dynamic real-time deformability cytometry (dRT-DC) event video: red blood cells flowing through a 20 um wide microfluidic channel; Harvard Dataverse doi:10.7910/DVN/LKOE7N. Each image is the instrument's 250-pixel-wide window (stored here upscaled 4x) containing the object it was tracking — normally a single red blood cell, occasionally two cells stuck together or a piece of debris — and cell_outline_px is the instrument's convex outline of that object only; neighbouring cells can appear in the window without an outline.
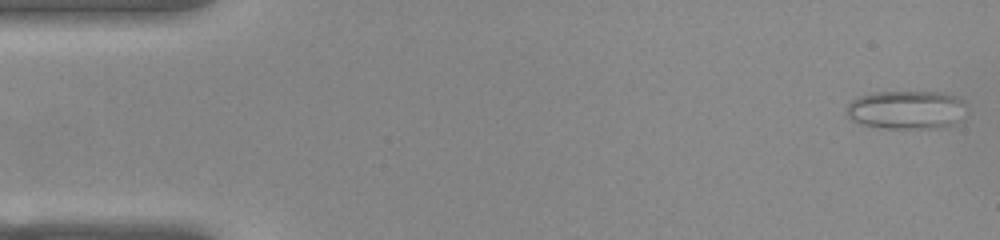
{"species": "common noctule bat (a hibernating species)", "species_latin": "Nyctalus noctula", "temperature_condition": "warm", "stored_images_in_passage": 52, "camera_frame_rate_fps": 3000, "um_per_image_px": 0.085, "animal": {"sex": "female", "body_mass_g": 22.0, "forearm_length_mm": 56.7}, "frame": {"image": 1, "passage_image": 1, "time_ms": 0.0, "image_size_px": [1000, 240], "cell_outline_px": [[964, 120], [948, 128], [880, 128], [860, 124], [852, 120], [848, 116], [848, 104], [852, 100], [860, 96], [872, 92], [944, 92], [956, 96], [964, 100]], "centroid_in_image_um": [77.12, 9.35], "position_along_channel_um": 7.9, "area_um2": 27.46}}
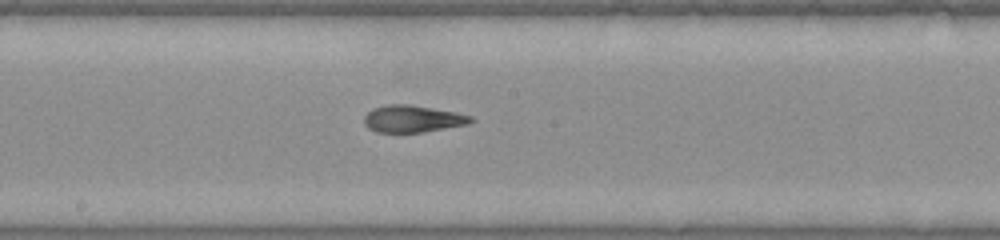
{"frame": {"image": 2, "passage_image": 27, "time_ms": 8.667, "image_size_px": [1000, 240], "cell_outline_px": [[476, 120], [468, 124], [424, 132], [376, 132], [368, 128], [364, 124], [364, 116], [372, 108], [388, 104], [408, 104], [456, 112], [472, 116]], "centroid_in_image_um": [35.07, 10.1], "position_along_channel_um": 213.1, "area_um2": 16.88}}
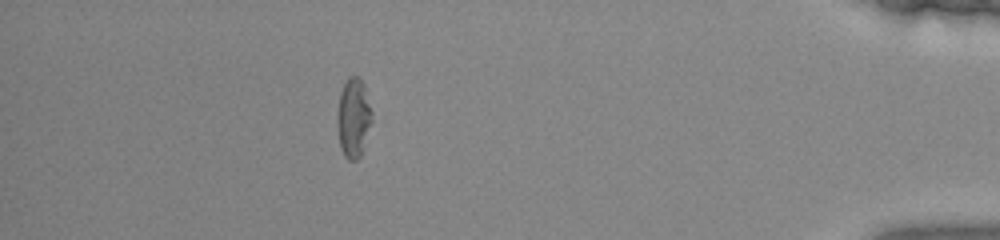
{"frame": {"image": 3, "passage_image": 46, "time_ms": 15.0, "image_size_px": [1000, 240], "cell_outline_px": [[372, 120], [364, 148], [360, 156], [356, 160], [348, 160], [344, 156], [340, 148], [336, 124], [336, 116], [340, 92], [348, 76], [356, 76], [364, 84], [372, 112]], "centroid_in_image_um": [30.03, 10.04], "position_along_channel_um": 405.2, "area_um2": 16.3}, "authors_computed_cell_mechanics": {"area_um2": 17.34, "velocity_mm_per_s": 3.8624, "shape_relaxation_time_tau1_ms": null, "shape_relaxation_time_tau2_ms": 2.7455, "deformation_change_tau1": null, "deformation_change_tau2": 0.1005}}